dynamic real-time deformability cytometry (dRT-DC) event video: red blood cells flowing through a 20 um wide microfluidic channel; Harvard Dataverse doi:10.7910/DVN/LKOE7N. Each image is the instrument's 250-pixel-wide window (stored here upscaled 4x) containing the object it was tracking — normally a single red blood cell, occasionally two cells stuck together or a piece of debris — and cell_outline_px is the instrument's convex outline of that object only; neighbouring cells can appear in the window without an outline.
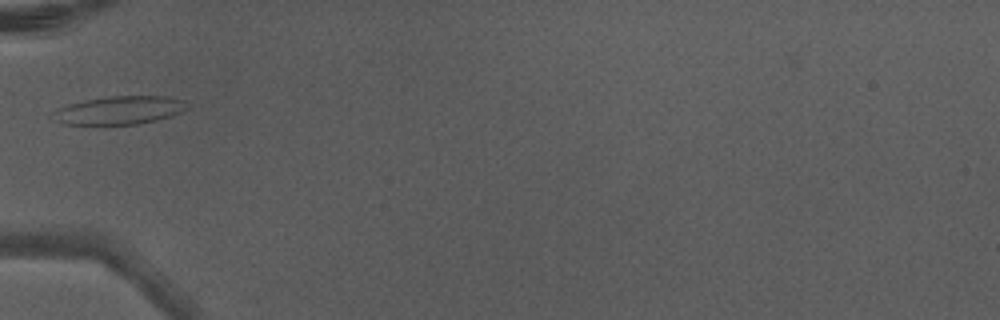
{"species": "Egyptian fruit bat (a non-hibernating species)", "species_latin": "Rousettus aegyptiacus", "temperature_condition": "warm", "stored_images_in_passage": 4, "camera_frame_rate_fps": 3000, "um_per_image_px": 0.085, "animal": {"sex": "male"}, "frame": {"image": 1, "passage_image": 3, "time_ms": 0.667, "image_size_px": [1000, 320], "cell_outline_px": [[188, 108], [172, 116], [156, 120], [136, 124], [60, 124], [56, 120], [52, 112], [68, 104], [108, 96], [168, 96], [184, 100]], "centroid_in_image_um": [10.18, 9.37], "position_along_channel_um": 74.8, "area_um2": 21.85}}